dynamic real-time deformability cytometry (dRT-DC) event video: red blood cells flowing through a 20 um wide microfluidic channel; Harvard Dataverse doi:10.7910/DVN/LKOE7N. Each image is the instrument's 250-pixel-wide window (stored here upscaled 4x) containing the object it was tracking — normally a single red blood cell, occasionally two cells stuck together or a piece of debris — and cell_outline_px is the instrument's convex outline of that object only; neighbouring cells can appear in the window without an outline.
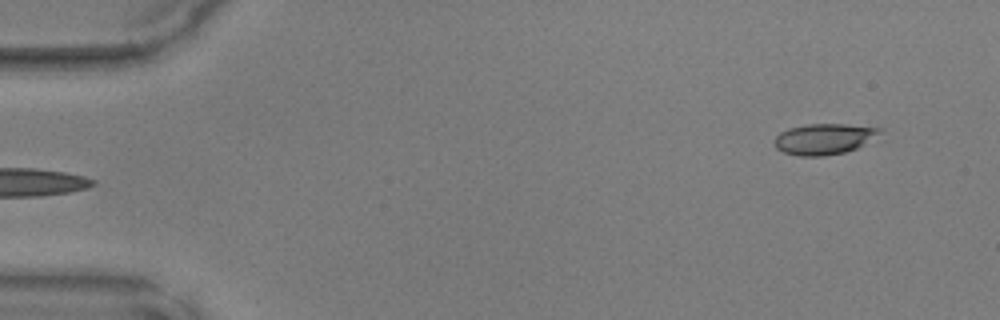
{"species": "common noctule bat (a hibernating species)", "species_latin": "Nyctalus noctula", "temperature_condition": "warm", "stored_images_in_passage": 45, "camera_frame_rate_fps": 3000, "um_per_image_px": 0.085, "animal": {"sex": "male", "body_mass_g": 17.9, "forearm_length_mm": 54.2}, "frame": {"image": 1, "passage_image": 1, "time_ms": 0.0, "image_size_px": [1000, 320], "cell_outline_px": [[880, 132], [864, 144], [856, 148], [844, 152], [824, 156], [796, 156], [784, 152], [776, 148], [776, 136], [780, 132], [788, 128], [804, 124], [844, 124], [880, 128]], "centroid_in_image_um": [69.99, 11.81], "position_along_channel_um": 15.0, "area_um2": 18.67}}
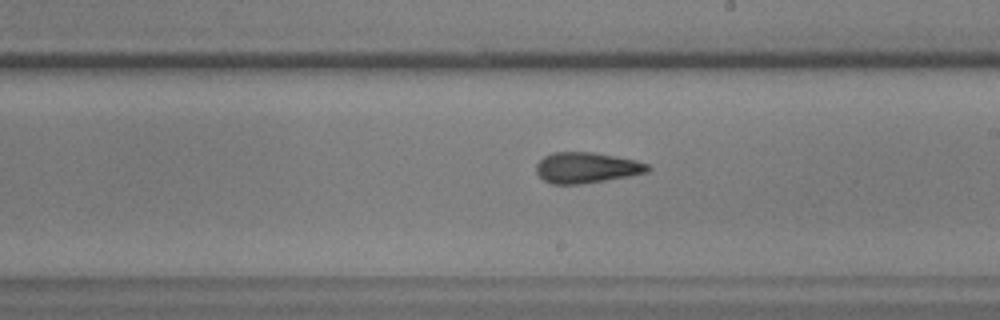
{"frame": {"image": 2, "passage_image": 25, "time_ms": 8.0, "image_size_px": [1000, 320], "cell_outline_px": [[652, 168], [648, 172], [628, 176], [580, 184], [552, 184], [544, 180], [536, 172], [536, 164], [544, 156], [552, 152], [592, 152], [636, 160], [648, 164]], "centroid_in_image_um": [49.85, 14.25], "position_along_channel_um": 239.2, "area_um2": 19.88}}
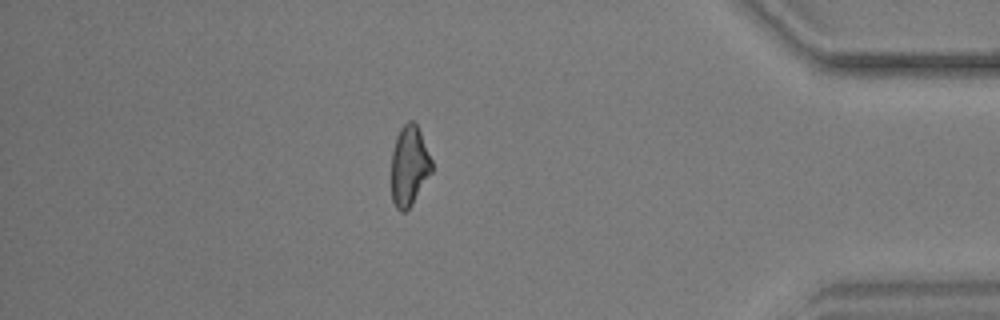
{"frame": {"image": 3, "passage_image": 39, "time_ms": 12.667, "image_size_px": [1000, 320], "cell_outline_px": [[432, 172], [412, 204], [404, 212], [400, 212], [396, 208], [392, 200], [392, 152], [396, 136], [400, 128], [408, 120], [412, 120], [416, 124], [420, 132], [432, 160]], "centroid_in_image_um": [34.78, 14.1], "position_along_channel_um": 400.4, "area_um2": 18.79}}